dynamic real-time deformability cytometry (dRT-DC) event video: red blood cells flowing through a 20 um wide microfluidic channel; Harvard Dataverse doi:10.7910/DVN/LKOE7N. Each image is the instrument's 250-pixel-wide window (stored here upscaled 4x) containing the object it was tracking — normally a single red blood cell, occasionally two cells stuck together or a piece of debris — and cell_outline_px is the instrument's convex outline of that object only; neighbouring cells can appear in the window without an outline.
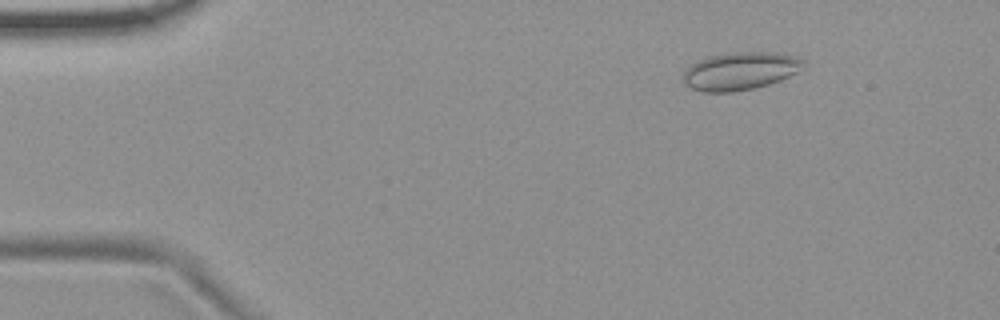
{"species": "common noctule bat (a hibernating species)", "species_latin": "Nyctalus noctula", "temperature_condition": "room temperature", "stored_images_in_passage": 15, "camera_frame_rate_fps": 3000, "um_per_image_px": 0.085, "animal": {"sex": "female", "body_mass_g": 19.9}, "frame": {"image": 1, "passage_image": 15, "time_ms": 4.667, "image_size_px": [1000, 320], "cell_outline_px": [[804, 64], [796, 72], [780, 80], [756, 88], [732, 92], [704, 92], [692, 88], [684, 84], [684, 72], [692, 64], [708, 56], [732, 52], [776, 52], [800, 56], [804, 60]], "centroid_in_image_um": [62.94, 6.03], "position_along_channel_um": 22.1, "area_um2": 26.47}}